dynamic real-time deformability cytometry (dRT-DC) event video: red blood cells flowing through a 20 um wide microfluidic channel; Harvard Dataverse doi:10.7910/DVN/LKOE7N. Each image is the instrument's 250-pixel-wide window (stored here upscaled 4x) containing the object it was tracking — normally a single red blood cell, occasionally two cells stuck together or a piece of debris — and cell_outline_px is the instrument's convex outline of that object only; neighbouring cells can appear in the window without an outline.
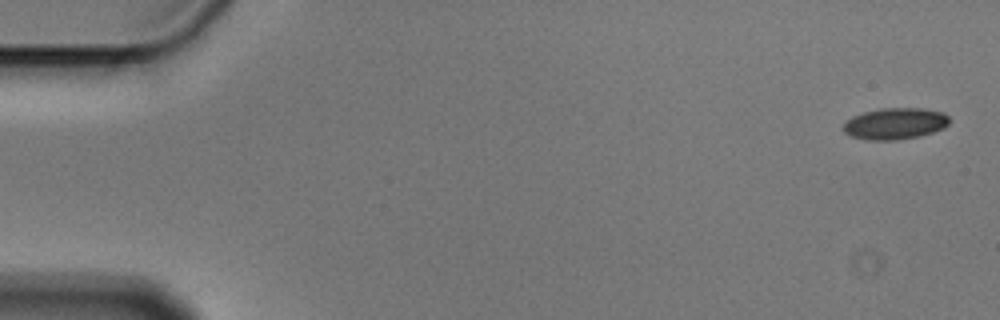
{"species": "Egyptian fruit bat (a non-hibernating species)", "species_latin": "Rousettus aegyptiacus", "temperature_condition": "cold", "stored_images_in_passage": 5, "camera_frame_rate_fps": 3000, "um_per_image_px": 0.085, "animal": {"sex": "male"}, "frame": {"image": 1, "passage_image": 1, "time_ms": 0.0, "image_size_px": [1000, 320], "cell_outline_px": [[948, 124], [944, 128], [932, 132], [916, 136], [896, 140], [868, 140], [852, 136], [844, 132], [844, 124], [852, 116], [864, 112], [880, 108], [924, 108], [944, 112], [948, 116]], "centroid_in_image_um": [76.09, 10.49], "position_along_channel_um": 8.9, "area_um2": 19.31}}
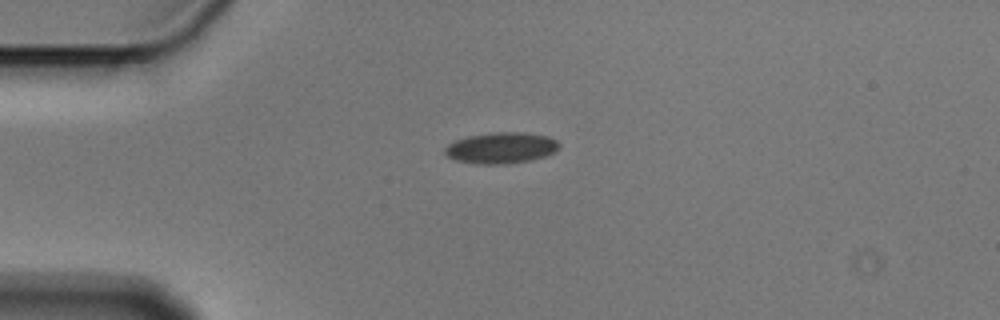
{"frame": {"image": 2, "passage_image": 4, "time_ms": 1.0, "image_size_px": [1000, 320], "cell_outline_px": [[560, 148], [544, 156], [528, 160], [504, 164], [476, 164], [456, 160], [448, 156], [444, 152], [444, 148], [448, 144], [456, 140], [468, 136], [492, 132], [524, 132], [548, 136], [556, 140], [560, 144]], "centroid_in_image_um": [42.58, 12.56], "position_along_channel_um": 42.4, "area_um2": 20.63}}